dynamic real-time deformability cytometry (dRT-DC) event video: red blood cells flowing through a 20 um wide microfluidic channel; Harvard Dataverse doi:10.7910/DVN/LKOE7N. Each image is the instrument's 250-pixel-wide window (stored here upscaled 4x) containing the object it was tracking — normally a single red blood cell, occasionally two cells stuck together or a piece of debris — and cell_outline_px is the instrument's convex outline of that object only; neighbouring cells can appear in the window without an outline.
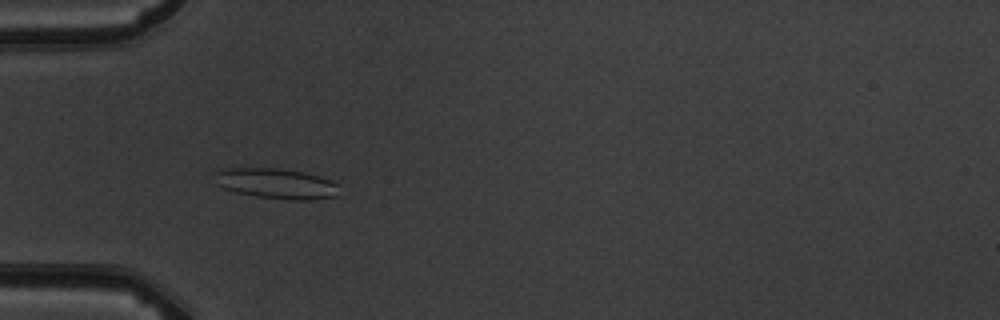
{"species": "common noctule bat (a hibernating species)", "species_latin": "Nyctalus noctula", "temperature_condition": "warm", "stored_images_in_passage": 15, "camera_frame_rate_fps": 3000, "um_per_image_px": 0.085, "animal": {"sex": "male", "body_mass_g": 19.5, "forearm_length_mm": 54.6}, "frame": {"image": 1, "passage_image": 5, "time_ms": 5.667, "image_size_px": [1000, 320], "cell_outline_px": [[336, 196], [312, 200], [288, 200], [256, 196], [236, 192], [224, 188], [216, 184], [212, 172], [224, 168], [276, 168], [304, 172], [332, 180], [336, 184]], "centroid_in_image_um": [23.42, 15.59], "position_along_channel_um": 61.6, "area_um2": 22.08}}
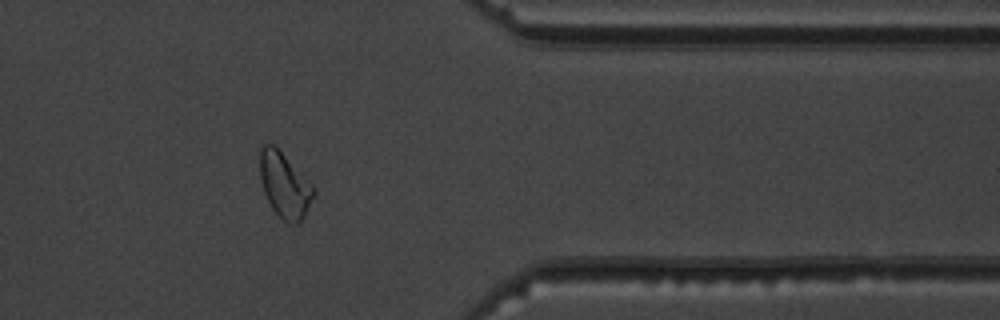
{"frame": {"image": 2, "passage_image": 13, "time_ms": 14.667, "image_size_px": [1000, 320], "cell_outline_px": [[316, 192], [300, 224], [292, 224], [284, 220], [272, 208], [264, 192], [260, 180], [260, 148], [264, 144], [272, 144], [316, 188]], "centroid_in_image_um": [24.2, 15.77], "position_along_channel_um": 387.2, "area_um2": 20.0}}
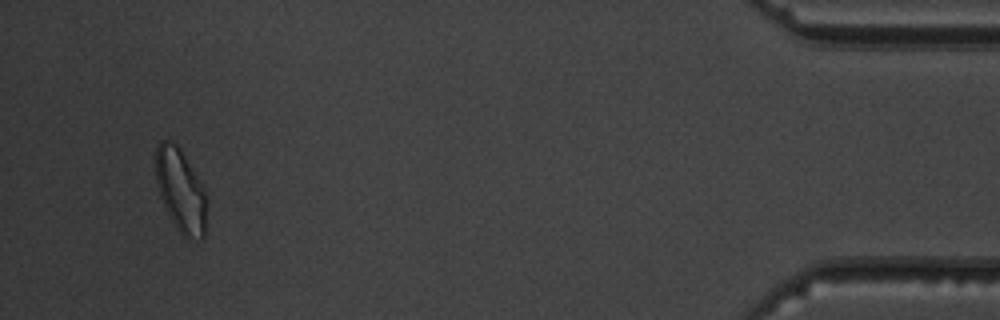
{"frame": {"image": 3, "passage_image": 15, "time_ms": 17.0, "image_size_px": [1000, 320], "cell_outline_px": [[204, 240], [188, 240], [176, 228], [160, 196], [156, 180], [156, 148], [160, 140], [172, 140], [180, 148], [204, 188]], "centroid_in_image_um": [15.33, 16.18], "position_along_channel_um": 419.9, "area_um2": 24.22}, "authors_computed_cell_mechanics": {"area_um2": 19.9988, "velocity_mm_per_s": 3.8135, "shape_relaxation_time_tau1_ms": 3.7414, "shape_relaxation_time_tau2_ms": 1.9579, "deformation_change_tau1": 0.1388, "deformation_change_tau2": 0.0902}}